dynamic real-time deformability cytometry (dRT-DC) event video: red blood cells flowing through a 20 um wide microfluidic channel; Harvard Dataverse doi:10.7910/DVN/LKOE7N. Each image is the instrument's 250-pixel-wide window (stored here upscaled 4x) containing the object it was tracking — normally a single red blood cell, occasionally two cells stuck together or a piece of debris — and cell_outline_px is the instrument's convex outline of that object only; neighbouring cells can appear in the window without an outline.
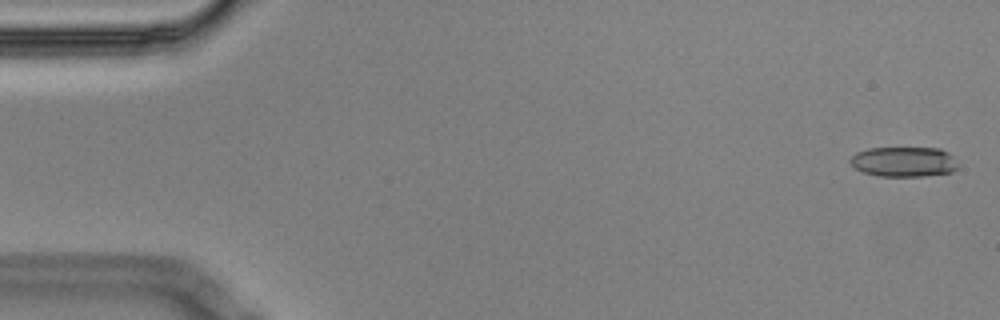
{"species": "Egyptian fruit bat (a non-hibernating species)", "species_latin": "Rousettus aegyptiacus", "temperature_condition": "cold", "stored_images_in_passage": 4, "camera_frame_rate_fps": 3000, "um_per_image_px": 0.085, "animal": {"sex": "male"}, "frame": {"image": 1, "passage_image": 1, "time_ms": 0.0, "image_size_px": [1000, 320], "cell_outline_px": [[956, 168], [952, 172], [924, 176], [880, 176], [864, 172], [856, 168], [848, 160], [856, 152], [868, 148], [940, 148], [948, 152], [952, 156], [956, 164]], "centroid_in_image_um": [76.81, 13.74], "position_along_channel_um": 8.2, "area_um2": 18.73}}
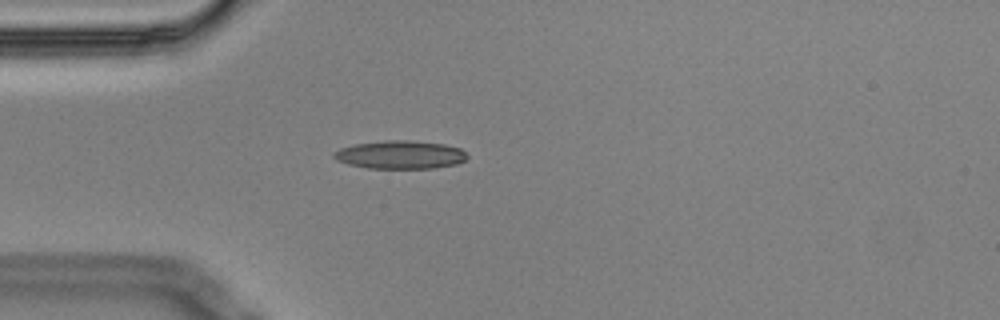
{"frame": {"image": 2, "passage_image": 4, "time_ms": 1.0, "image_size_px": [1000, 320], "cell_outline_px": [[468, 156], [464, 160], [456, 164], [436, 168], [368, 168], [348, 164], [336, 160], [332, 156], [332, 152], [340, 148], [356, 144], [384, 140], [408, 140], [444, 144], [460, 148]], "centroid_in_image_um": [33.99, 13.15], "position_along_channel_um": 51.0, "area_um2": 21.91}}